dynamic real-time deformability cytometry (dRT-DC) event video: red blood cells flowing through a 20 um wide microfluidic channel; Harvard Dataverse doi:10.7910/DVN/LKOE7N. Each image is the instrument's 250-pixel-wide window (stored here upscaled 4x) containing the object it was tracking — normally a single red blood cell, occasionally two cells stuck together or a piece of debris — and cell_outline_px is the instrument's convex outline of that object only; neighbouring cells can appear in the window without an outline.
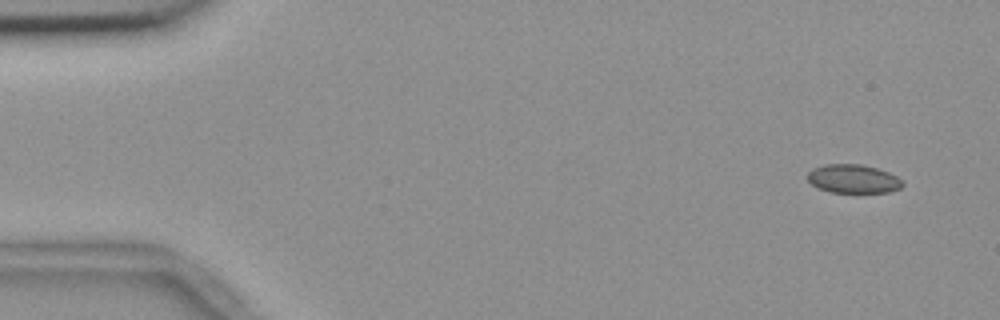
{"species": "common noctule bat (a hibernating species)", "species_latin": "Nyctalus noctula", "temperature_condition": "room temperature", "stored_images_in_passage": 10, "camera_frame_rate_fps": 3000, "um_per_image_px": 0.085, "animal": {"sex": "female", "body_mass_g": 18.4}, "frame": {"image": 1, "passage_image": 1, "time_ms": 0.0, "image_size_px": [1000, 320], "cell_outline_px": [[904, 184], [900, 188], [888, 192], [832, 192], [820, 188], [812, 184], [808, 180], [808, 172], [812, 168], [824, 164], [860, 164], [876, 168], [888, 172], [904, 180]], "centroid_in_image_um": [72.54, 15.19], "position_along_channel_um": 12.5, "area_um2": 15.78}}
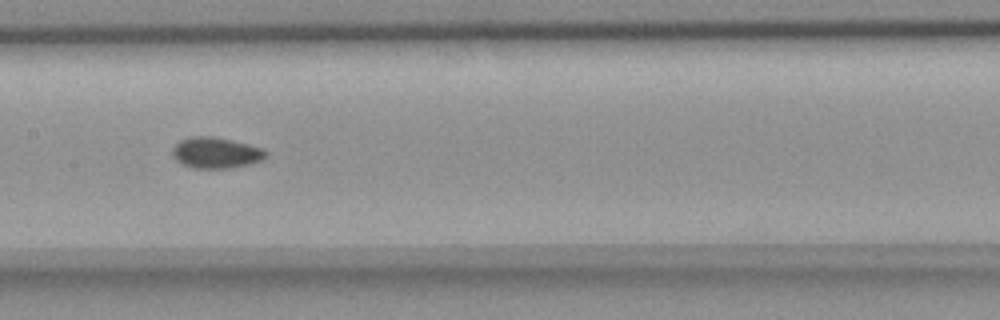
{"frame": {"image": 2, "passage_image": 8, "time_ms": 2.333, "image_size_px": [1000, 320], "cell_outline_px": [[268, 156], [264, 160], [232, 168], [192, 168], [176, 160], [172, 156], [172, 148], [180, 140], [192, 136], [212, 136], [232, 140], [264, 148], [268, 152]], "centroid_in_image_um": [18.39, 12.98], "position_along_channel_um": 189.0, "area_um2": 17.05}}
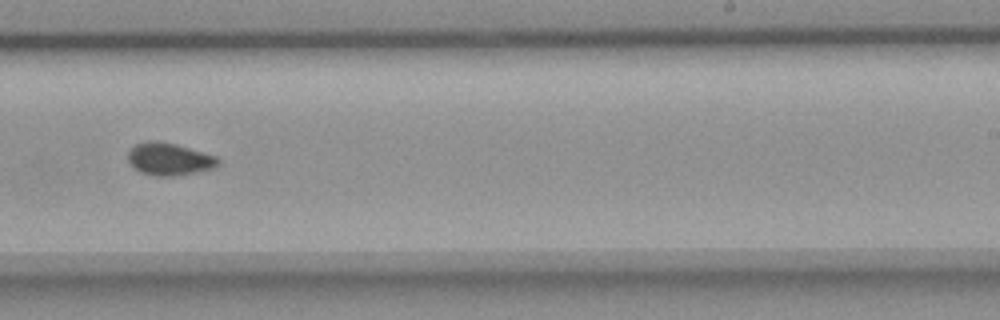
{"frame": {"image": 3, "passage_image": 10, "time_ms": 3.0, "image_size_px": [1000, 320], "cell_outline_px": [[220, 164], [216, 168], [200, 172], [172, 176], [156, 176], [140, 172], [128, 160], [128, 152], [136, 144], [148, 140], [152, 140], [176, 144], [216, 156], [220, 160]], "centroid_in_image_um": [14.43, 13.53], "position_along_channel_um": 274.6, "area_um2": 17.05}}